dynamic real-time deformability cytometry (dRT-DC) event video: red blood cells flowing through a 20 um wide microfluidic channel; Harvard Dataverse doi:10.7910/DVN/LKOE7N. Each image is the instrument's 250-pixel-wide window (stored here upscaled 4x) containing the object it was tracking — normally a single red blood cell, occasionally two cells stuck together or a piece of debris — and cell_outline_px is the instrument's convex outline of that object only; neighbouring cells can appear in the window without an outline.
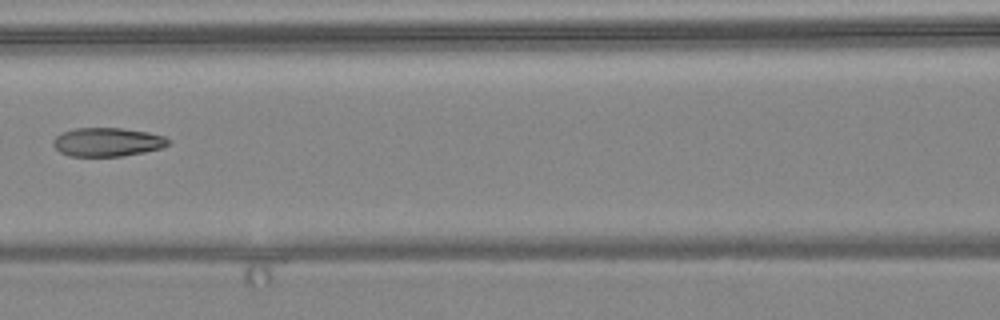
{"species": "common noctule bat (a hibernating species)", "species_latin": "Nyctalus noctula", "temperature_condition": "warm", "stored_images_in_passage": 6, "camera_frame_rate_fps": 3000, "um_per_image_px": 0.085, "animal": {"sex": "female", "body_mass_g": 24.6, "forearm_length_mm": 56.2}, "frame": {"image": 1, "passage_image": 6, "time_ms": 6.333, "image_size_px": [1000, 320], "cell_outline_px": [[172, 140], [168, 144], [160, 148], [144, 152], [120, 156], [68, 156], [60, 152], [52, 144], [52, 140], [56, 136], [64, 132], [76, 128], [120, 128], [148, 132], [164, 136]], "centroid_in_image_um": [9.12, 12.07], "position_along_channel_um": 157.5, "area_um2": 19.19}}